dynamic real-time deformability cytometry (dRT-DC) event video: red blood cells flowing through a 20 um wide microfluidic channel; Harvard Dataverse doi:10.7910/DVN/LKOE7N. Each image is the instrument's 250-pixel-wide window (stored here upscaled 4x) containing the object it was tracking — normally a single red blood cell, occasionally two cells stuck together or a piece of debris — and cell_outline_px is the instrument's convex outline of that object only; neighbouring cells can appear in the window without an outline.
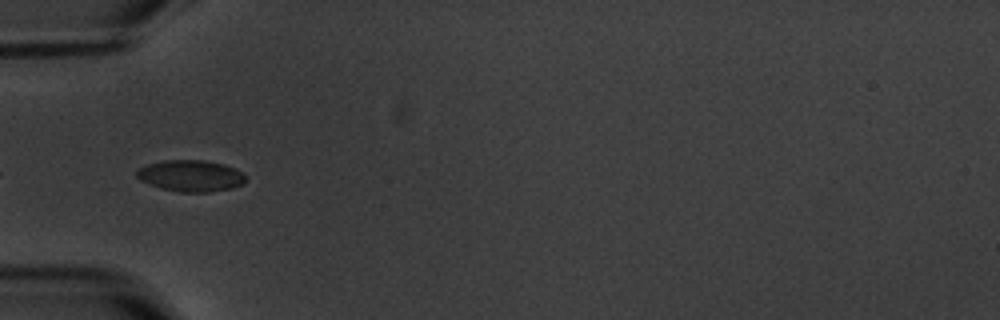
{"species": "common noctule bat (a hibernating species)", "species_latin": "Nyctalus noctula", "temperature_condition": "warm", "stored_images_in_passage": 6, "camera_frame_rate_fps": 3000, "um_per_image_px": 0.085, "animal": {"sex": "male", "body_mass_g": 20.1, "forearm_length_mm": 53.5}, "frame": {"image": 1, "passage_image": 5, "time_ms": 5.0, "image_size_px": [1000, 320], "cell_outline_px": [[244, 184], [232, 188], [208, 192], [180, 192], [160, 188], [140, 180], [136, 176], [136, 168], [148, 164], [164, 160], [200, 160], [224, 164], [240, 172], [244, 176]], "centroid_in_image_um": [16.16, 14.94], "position_along_channel_um": 68.8, "area_um2": 19.83}}